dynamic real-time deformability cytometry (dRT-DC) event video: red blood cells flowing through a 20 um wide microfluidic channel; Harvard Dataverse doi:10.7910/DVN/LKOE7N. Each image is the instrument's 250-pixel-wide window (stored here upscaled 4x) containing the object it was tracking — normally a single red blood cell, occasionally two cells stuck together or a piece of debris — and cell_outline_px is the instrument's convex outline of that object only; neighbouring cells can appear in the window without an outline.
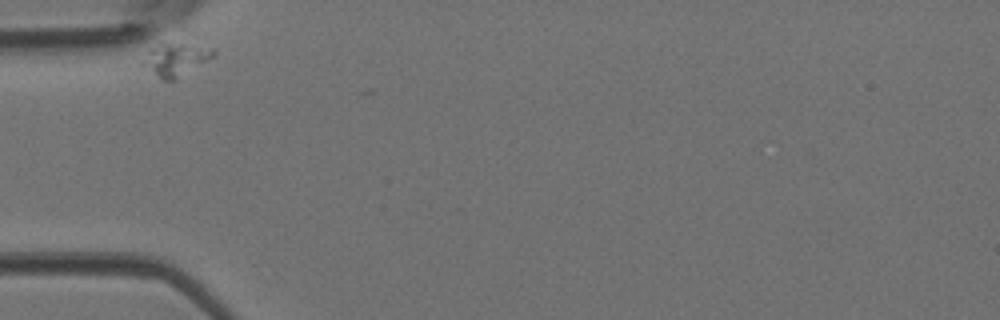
{"species": "Egyptian fruit bat (a non-hibernating species)", "species_latin": "Rousettus aegyptiacus", "temperature_condition": "room temperature", "stored_images_in_passage": 23, "camera_frame_rate_fps": 3000, "um_per_image_px": 0.085, "animal": {"sex": "female"}, "frame": {"image": 1, "passage_image": 1, "time_ms": 0.0, "image_size_px": [1000, 320], "cell_outline_px": [[216, 52], [212, 56], [176, 80], [164, 80], [144, 64], [148, 52], [152, 48], [164, 44], [184, 44], [216, 48]], "centroid_in_image_um": [15.01, 5.05], "position_along_channel_um": 70.0, "area_um2": 12.48}}
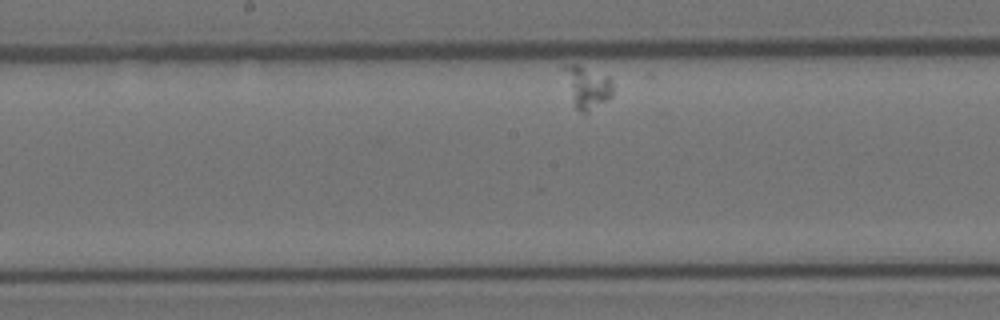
{"frame": {"image": 2, "passage_image": 13, "time_ms": 4.0, "image_size_px": [1000, 320], "cell_outline_px": [[612, 96], [608, 100], [588, 112], [580, 112], [576, 108], [572, 100], [560, 68], [564, 64], [576, 64], [608, 76], [612, 80]], "centroid_in_image_um": [49.86, 7.38], "position_along_channel_um": 198.3, "area_um2": 12.2}}
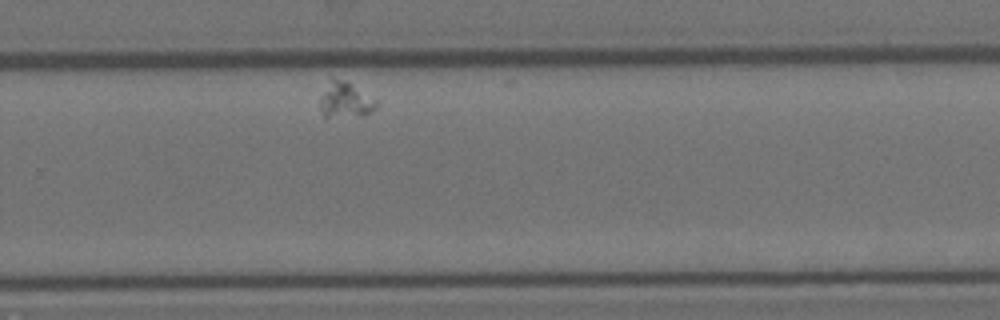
{"frame": {"image": 3, "passage_image": 22, "time_ms": 7.0, "image_size_px": [1000, 320], "cell_outline_px": [[380, 100], [376, 108], [364, 116], [324, 116], [320, 112], [320, 96], [332, 76], [344, 80]], "centroid_in_image_um": [29.39, 8.49], "position_along_channel_um": 300.4, "area_um2": 11.91}}